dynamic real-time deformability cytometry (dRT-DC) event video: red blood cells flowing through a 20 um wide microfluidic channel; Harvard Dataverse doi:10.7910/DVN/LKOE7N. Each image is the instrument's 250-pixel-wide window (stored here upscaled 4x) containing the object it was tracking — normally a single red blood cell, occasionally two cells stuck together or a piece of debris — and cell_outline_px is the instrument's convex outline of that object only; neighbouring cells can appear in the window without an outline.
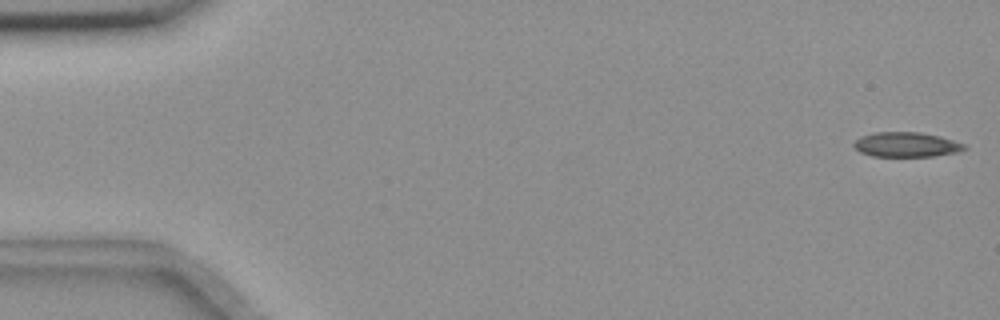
{"species": "common noctule bat (a hibernating species)", "species_latin": "Nyctalus noctula", "temperature_condition": "room temperature", "stored_images_in_passage": 6, "camera_frame_rate_fps": 3000, "um_per_image_px": 0.085, "animal": {"sex": "female", "body_mass_g": 18.4}, "frame": {"image": 1, "passage_image": 1, "time_ms": 0.0, "image_size_px": [1000, 320], "cell_outline_px": [[968, 148], [956, 152], [932, 156], [872, 156], [860, 152], [852, 144], [860, 136], [876, 132], [920, 132], [940, 136], [968, 144]], "centroid_in_image_um": [77.07, 12.28], "position_along_channel_um": 7.9, "area_um2": 16.01}}